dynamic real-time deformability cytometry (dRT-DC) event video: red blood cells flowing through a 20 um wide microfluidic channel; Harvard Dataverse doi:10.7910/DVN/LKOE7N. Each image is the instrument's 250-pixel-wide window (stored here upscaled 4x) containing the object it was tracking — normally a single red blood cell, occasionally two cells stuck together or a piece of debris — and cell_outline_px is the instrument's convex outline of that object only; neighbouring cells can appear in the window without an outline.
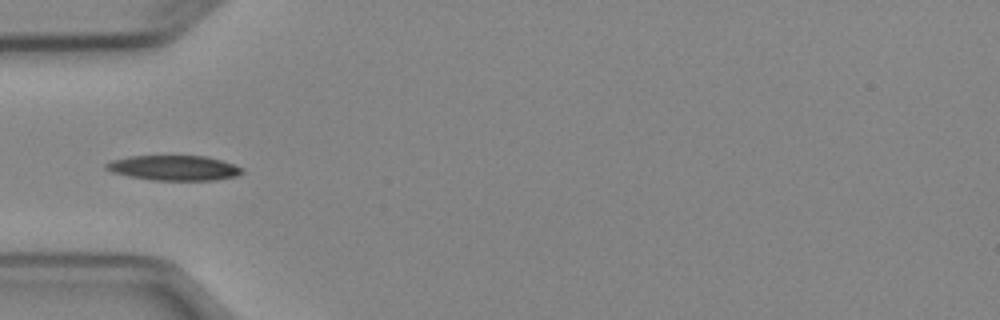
{"species": "Egyptian fruit bat (a non-hibernating species)", "species_latin": "Rousettus aegyptiacus", "temperature_condition": "cold", "stored_images_in_passage": 7, "camera_frame_rate_fps": 3000, "um_per_image_px": 0.085, "animal": {"sex": "female"}, "frame": {"image": 1, "passage_image": 4, "time_ms": 3.667, "image_size_px": [1000, 320], "cell_outline_px": [[244, 172], [236, 176], [212, 180], [152, 180], [128, 176], [112, 172], [104, 168], [104, 164], [112, 160], [128, 156], [208, 156], [244, 168]], "centroid_in_image_um": [14.76, 14.27], "position_along_channel_um": 70.2, "area_um2": 19.83}}